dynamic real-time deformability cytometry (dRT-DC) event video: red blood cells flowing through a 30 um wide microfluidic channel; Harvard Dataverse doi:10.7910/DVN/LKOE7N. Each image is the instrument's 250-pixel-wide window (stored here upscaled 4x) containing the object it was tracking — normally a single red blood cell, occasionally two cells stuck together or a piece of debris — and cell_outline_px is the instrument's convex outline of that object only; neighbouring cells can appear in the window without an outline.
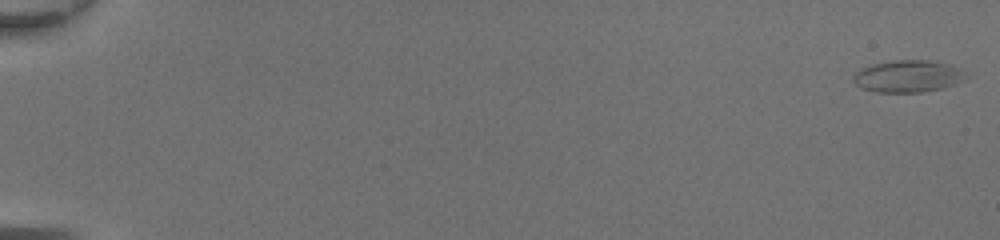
{"species": "common noctule bat (a hibernating species)", "species_latin": "Nyctalus noctula", "temperature_condition": "room temperature", "stored_images_in_passage": 50, "camera_frame_rate_fps": 3000, "um_per_image_px": 0.085, "animal": {"sex": "female", "body_mass_g": 20.0, "forearm_length_mm": 54.0}, "frame": {"image": 1, "passage_image": 1, "time_ms": 0.0, "image_size_px": [1000, 240], "cell_outline_px": [[972, 76], [956, 84], [940, 88], [920, 92], [876, 92], [860, 88], [852, 80], [852, 76], [860, 68], [872, 64], [888, 60], [932, 60], [952, 64], [960, 68]], "centroid_in_image_um": [77.21, 6.46], "position_along_channel_um": 7.8, "area_um2": 21.56}}
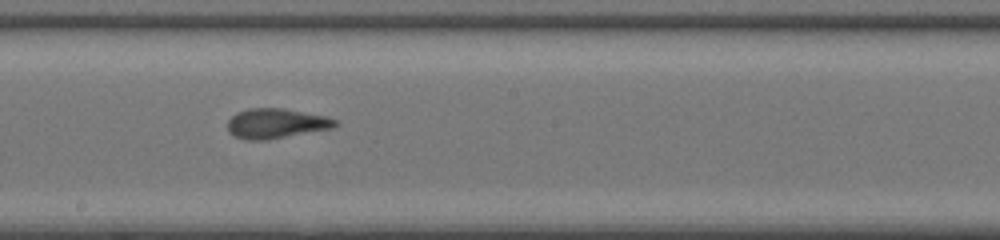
{"frame": {"image": 2, "passage_image": 30, "time_ms": 9.667, "image_size_px": [1000, 240], "cell_outline_px": [[340, 124], [332, 128], [268, 140], [248, 140], [236, 136], [228, 132], [228, 120], [236, 112], [248, 108], [284, 108], [324, 116], [340, 120]], "centroid_in_image_um": [23.48, 10.49], "position_along_channel_um": 224.7, "area_um2": 18.84}}
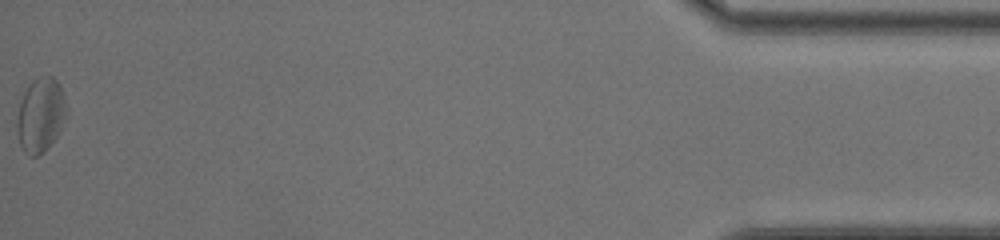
{"frame": {"image": 3, "passage_image": 50, "time_ms": 16.333, "image_size_px": [1000, 240], "cell_outline_px": [[68, 116], [56, 136], [48, 148], [44, 152], [36, 156], [28, 156], [24, 152], [20, 144], [16, 124], [16, 120], [20, 104], [24, 92], [32, 80], [40, 76], [52, 76], [60, 84], [68, 108]], "centroid_in_image_um": [3.47, 9.77], "position_along_channel_um": 431.7, "area_um2": 21.68}, "authors_computed_cell_mechanics": {"area_um2": 19.363, "velocity_mm_per_s": 4.3739, "shape_relaxation_time_tau1_ms": 4.9912, "shape_relaxation_time_tau2_ms": 2.0096, "deformation_change_tau1": 0.1518, "deformation_change_tau2": 0.0994}}